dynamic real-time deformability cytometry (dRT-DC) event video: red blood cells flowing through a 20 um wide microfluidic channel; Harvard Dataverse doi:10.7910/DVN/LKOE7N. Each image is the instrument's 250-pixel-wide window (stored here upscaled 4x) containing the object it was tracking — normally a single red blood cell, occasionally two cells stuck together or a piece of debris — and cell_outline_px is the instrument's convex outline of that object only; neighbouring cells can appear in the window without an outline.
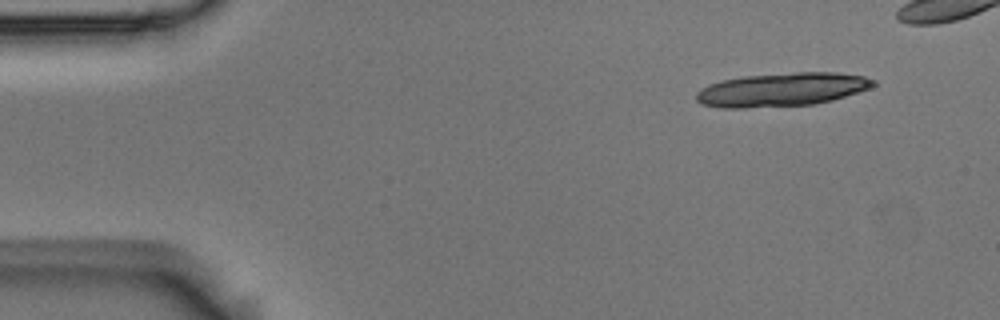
{"species": "Egyptian fruit bat (a non-hibernating species)", "species_latin": "Rousettus aegyptiacus", "temperature_condition": "room temperature", "stored_images_in_passage": 6, "camera_frame_rate_fps": 3000, "um_per_image_px": 0.085, "animal": {"sex": "male"}, "frame": {"image": 1, "passage_image": 1, "time_ms": 0.0, "image_size_px": [1000, 320], "cell_outline_px": [[876, 84], [872, 88], [832, 100], [812, 104], [744, 108], [720, 108], [700, 104], [696, 100], [696, 92], [700, 88], [708, 84], [720, 80], [744, 76], [796, 72], [836, 72], [864, 76], [876, 80]], "centroid_in_image_um": [66.44, 7.61], "position_along_channel_um": 18.6, "area_um2": 34.91}}
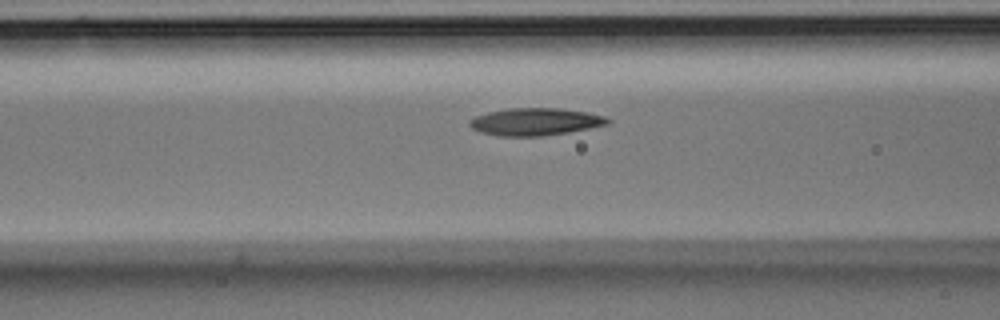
{"frame": {"image": 2, "passage_image": 6, "time_ms": 1.667, "image_size_px": [1000, 320], "cell_outline_px": [[612, 120], [608, 124], [568, 132], [544, 136], [500, 136], [480, 132], [472, 128], [468, 124], [468, 120], [472, 116], [488, 112], [508, 108], [560, 108], [584, 112], [604, 116]], "centroid_in_image_um": [45.44, 10.34], "position_along_channel_um": 121.2, "area_um2": 22.08}}